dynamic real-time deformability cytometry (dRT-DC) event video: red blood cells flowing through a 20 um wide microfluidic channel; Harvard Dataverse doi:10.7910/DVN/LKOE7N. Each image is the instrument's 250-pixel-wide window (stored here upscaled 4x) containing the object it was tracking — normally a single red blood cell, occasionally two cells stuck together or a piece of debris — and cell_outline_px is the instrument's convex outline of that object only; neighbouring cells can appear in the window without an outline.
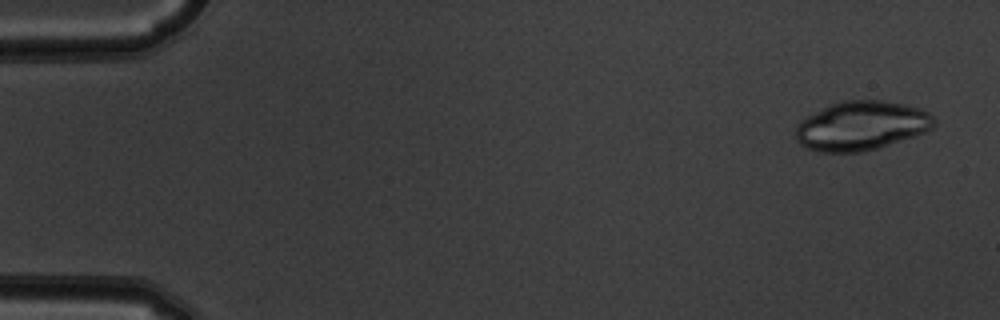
{"species": "common noctule bat (a hibernating species)", "species_latin": "Nyctalus noctula", "temperature_condition": "warm", "stored_images_in_passage": 52, "segment_of_instrument_passage": [1, 2], "camera_frame_rate_fps": 3000, "um_per_image_px": 0.085, "animal": {"sex": "male", "body_mass_g": 19.5, "forearm_length_mm": 54.6}, "frame": {"image": 1, "passage_image": 3, "time_ms": 0.667, "image_size_px": [1000, 320], "cell_outline_px": [[936, 120], [932, 128], [928, 132], [916, 136], [876, 148], [860, 152], [816, 152], [800, 144], [796, 140], [796, 124], [800, 120], [840, 100], [880, 100], [904, 104], [920, 108], [928, 112]], "centroid_in_image_um": [73.23, 10.69], "position_along_channel_um": 11.8, "area_um2": 39.65}}
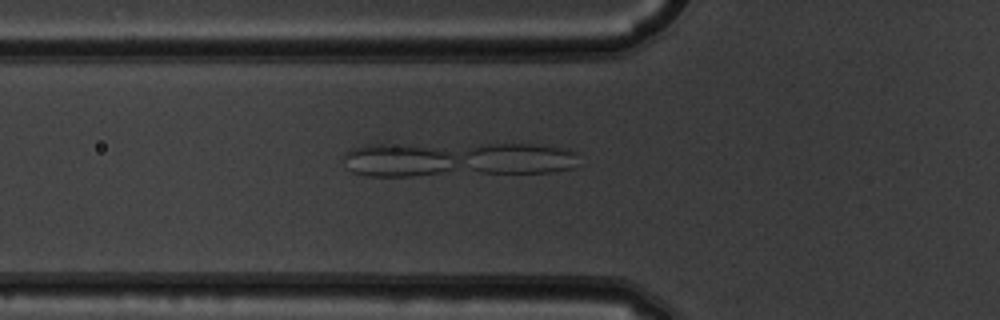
{"frame": {"image": 2, "passage_image": 19, "time_ms": 6.0, "image_size_px": [1000, 320], "cell_outline_px": [[580, 164], [572, 168], [552, 172], [412, 176], [368, 176], [352, 172], [348, 168], [344, 156], [344, 152], [352, 148], [364, 144], [532, 144], [560, 148], [572, 152]], "centroid_in_image_um": [38.78, 13.55], "position_along_channel_um": 87.0, "area_um2": 48.03}}